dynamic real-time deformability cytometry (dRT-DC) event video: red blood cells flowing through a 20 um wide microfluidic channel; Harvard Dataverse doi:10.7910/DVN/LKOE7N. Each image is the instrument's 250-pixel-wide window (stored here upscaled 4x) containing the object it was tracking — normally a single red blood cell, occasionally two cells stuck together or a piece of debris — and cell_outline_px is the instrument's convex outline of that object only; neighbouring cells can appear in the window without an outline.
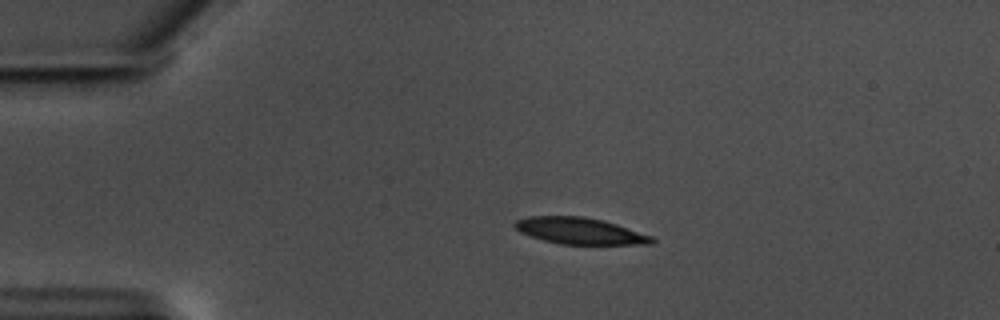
{"species": "common noctule bat (a hibernating species)", "species_latin": "Nyctalus noctula", "temperature_condition": "warm", "stored_images_in_passage": 46, "camera_frame_rate_fps": 3000, "um_per_image_px": 0.085, "animal": {"sex": "male", "body_mass_g": 17.5, "forearm_length_mm": 52.3}, "frame": {"image": 1, "passage_image": 1, "time_ms": 0.0, "image_size_px": [1000, 320], "cell_outline_px": [[656, 240], [652, 244], [560, 244], [544, 240], [520, 232], [512, 224], [516, 220], [528, 216], [584, 216], [604, 220], [652, 236]], "centroid_in_image_um": [49.28, 19.62], "position_along_channel_um": 35.7, "area_um2": 21.1}}
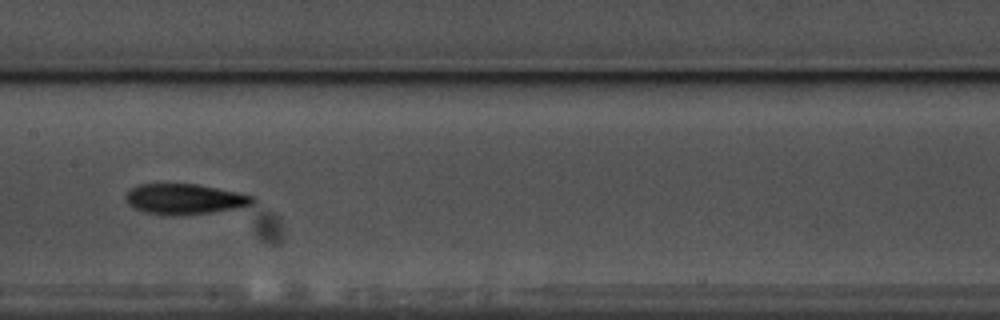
{"frame": {"image": 2, "passage_image": 18, "time_ms": 5.667, "image_size_px": [1000, 320], "cell_outline_px": [[256, 200], [252, 204], [240, 208], [212, 212], [172, 216], [144, 212], [128, 204], [124, 200], [124, 196], [136, 184], [196, 184], [256, 196]], "centroid_in_image_um": [15.7, 16.92], "position_along_channel_um": 191.7, "area_um2": 22.6}}
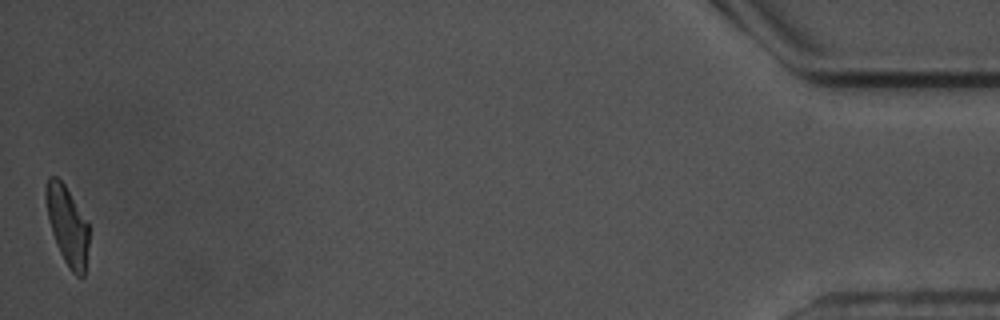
{"frame": {"image": 3, "passage_image": 46, "time_ms": 15.0, "image_size_px": [1000, 320], "cell_outline_px": [[88, 244], [84, 276], [76, 276], [72, 272], [64, 260], [56, 244], [48, 220], [44, 196], [44, 188], [48, 176], [56, 176], [64, 184], [88, 224]], "centroid_in_image_um": [5.68, 19.14], "position_along_channel_um": 429.5, "area_um2": 19.54}, "authors_computed_cell_mechanics": {"area_um2": 21.9062, "velocity_mm_per_s": 3.5275, "shape_relaxation_time_tau1_ms": 4.4872, "shape_relaxation_time_tau2_ms": 3.7176, "deformation_change_tau1": 0.1536, "deformation_change_tau2": 0.1165}}